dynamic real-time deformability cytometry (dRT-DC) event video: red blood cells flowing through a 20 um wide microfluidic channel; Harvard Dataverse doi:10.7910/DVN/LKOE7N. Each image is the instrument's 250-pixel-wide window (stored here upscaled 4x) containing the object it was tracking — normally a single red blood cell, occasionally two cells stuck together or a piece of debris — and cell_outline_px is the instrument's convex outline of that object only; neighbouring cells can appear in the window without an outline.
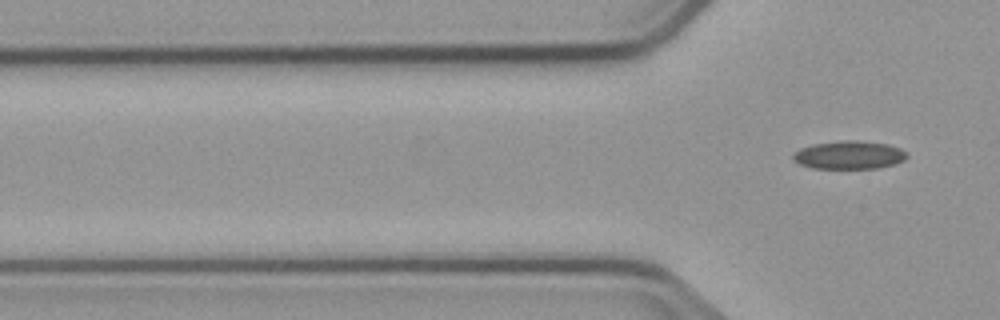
{"species": "common noctule bat (a hibernating species)", "species_latin": "Nyctalus noctula", "temperature_condition": "cold", "stored_images_in_passage": 5, "camera_frame_rate_fps": 3000, "um_per_image_px": 0.085, "animal": {"sex": "male", "body_mass_g": 23.1, "forearm_length_mm": 52.7}, "frame": {"image": 1, "passage_image": 5, "time_ms": 6.0, "image_size_px": [1000, 320], "cell_outline_px": [[908, 156], [904, 160], [896, 164], [880, 168], [812, 168], [800, 164], [792, 160], [792, 156], [800, 148], [812, 144], [844, 140], [856, 140], [888, 144], [900, 148], [908, 152]], "centroid_in_image_um": [72.21, 13.17], "position_along_channel_um": 53.6, "area_um2": 18.84}}